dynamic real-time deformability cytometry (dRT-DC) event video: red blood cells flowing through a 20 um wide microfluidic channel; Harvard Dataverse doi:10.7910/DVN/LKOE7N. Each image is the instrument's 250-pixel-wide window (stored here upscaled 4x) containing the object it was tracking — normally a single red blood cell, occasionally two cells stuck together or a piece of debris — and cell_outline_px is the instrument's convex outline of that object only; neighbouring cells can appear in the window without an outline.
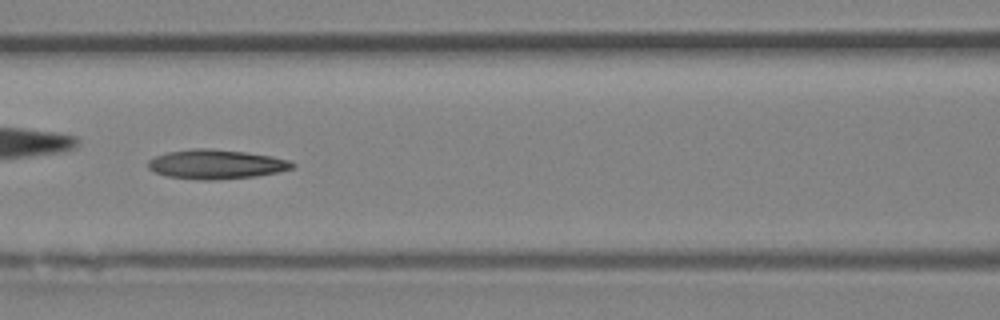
{"species": "Egyptian fruit bat (a non-hibernating species)", "species_latin": "Rousettus aegyptiacus", "temperature_condition": "room temperature", "stored_images_in_passage": 39, "camera_frame_rate_fps": 3000, "um_per_image_px": 0.085, "animal": {"sex": "female"}, "frame": {"image": 1, "passage_image": 17, "time_ms": 5.333, "image_size_px": [1000, 320], "cell_outline_px": [[296, 164], [292, 168], [280, 172], [256, 176], [216, 180], [200, 180], [164, 176], [152, 172], [148, 168], [148, 160], [156, 156], [168, 152], [192, 148], [208, 148], [244, 152], [272, 156], [288, 160]], "centroid_in_image_um": [18.34, 13.97], "position_along_channel_um": 148.3, "area_um2": 24.85}}